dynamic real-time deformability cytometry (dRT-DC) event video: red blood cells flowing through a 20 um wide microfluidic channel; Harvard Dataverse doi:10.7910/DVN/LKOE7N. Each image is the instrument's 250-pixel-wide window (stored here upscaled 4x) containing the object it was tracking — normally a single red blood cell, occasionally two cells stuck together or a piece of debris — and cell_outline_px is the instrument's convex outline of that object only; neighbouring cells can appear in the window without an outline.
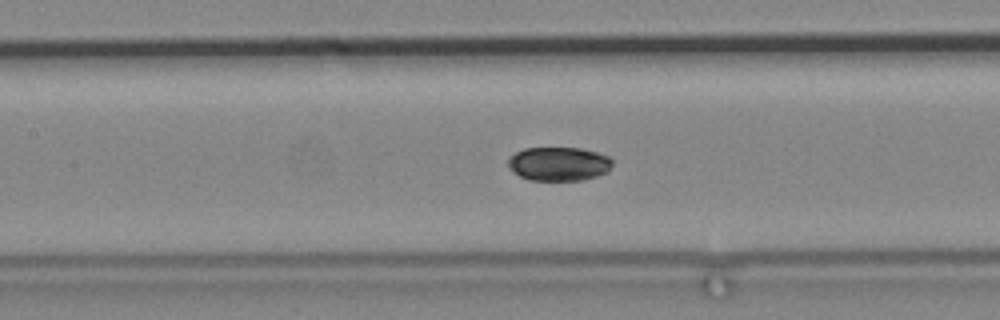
{"species": "common noctule bat (a hibernating species)", "species_latin": "Nyctalus noctula", "temperature_condition": "cold", "stored_images_in_passage": 46, "camera_frame_rate_fps": 3000, "um_per_image_px": 0.085, "animal": {"sex": "male", "body_mass_g": 19.2, "forearm_length_mm": 51.8}, "frame": {"image": 1, "passage_image": 12, "time_ms": 3.667, "image_size_px": [1000, 320], "cell_outline_px": [[612, 164], [608, 172], [596, 176], [580, 180], [528, 180], [512, 172], [508, 168], [508, 156], [524, 148], [580, 148], [596, 152], [608, 156], [612, 160]], "centroid_in_image_um": [47.46, 13.93], "position_along_channel_um": 159.9, "area_um2": 20.69}}
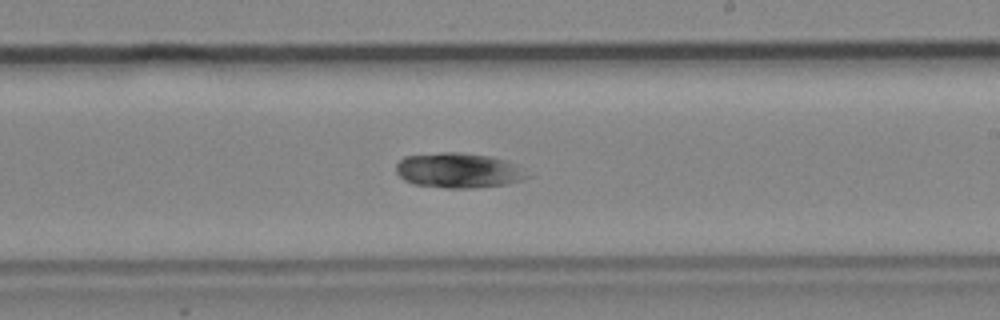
{"frame": {"image": 2, "passage_image": 21, "time_ms": 6.667, "image_size_px": [1000, 320], "cell_outline_px": [[528, 176], [524, 180], [504, 184], [472, 188], [448, 188], [412, 184], [404, 180], [396, 172], [396, 164], [404, 156], [440, 152], [460, 152], [492, 156], [508, 160], [516, 164]], "centroid_in_image_um": [38.94, 14.47], "position_along_channel_um": 250.1, "area_um2": 26.88}}
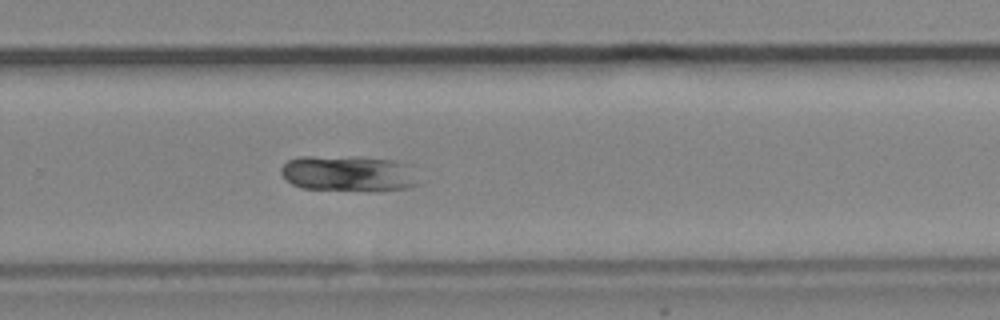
{"frame": {"image": 3, "passage_image": 26, "time_ms": 8.333, "image_size_px": [1000, 320], "cell_outline_px": [[416, 184], [408, 188], [372, 192], [300, 188], [292, 184], [280, 172], [280, 168], [288, 160], [300, 156], [360, 156], [392, 160], [404, 164]], "centroid_in_image_um": [29.5, 14.75], "position_along_channel_um": 300.3, "area_um2": 28.73}}